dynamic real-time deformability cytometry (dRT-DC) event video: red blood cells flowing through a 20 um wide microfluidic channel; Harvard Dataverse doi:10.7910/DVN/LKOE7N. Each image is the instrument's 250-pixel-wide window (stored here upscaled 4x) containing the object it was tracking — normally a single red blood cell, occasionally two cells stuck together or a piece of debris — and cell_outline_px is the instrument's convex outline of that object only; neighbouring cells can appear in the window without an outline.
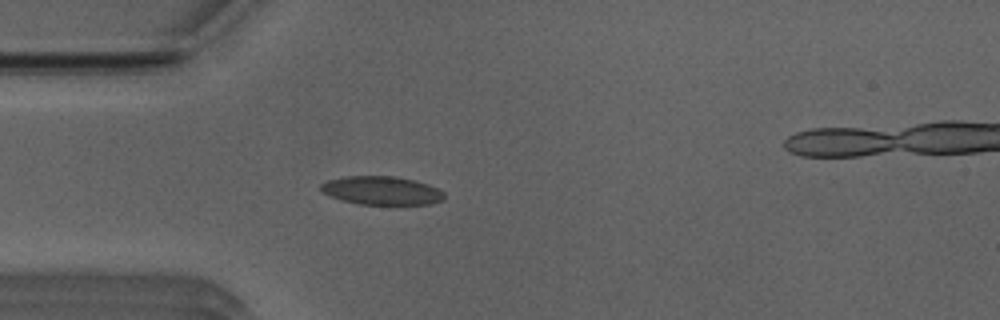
{"species": "Egyptian fruit bat (a non-hibernating species)", "species_latin": "Rousettus aegyptiacus", "temperature_condition": "room temperature", "stored_images_in_passage": 45, "camera_frame_rate_fps": 3000, "um_per_image_px": 0.085, "animal": {"sex": "male"}, "frame": {"image": 1, "passage_image": 7, "time_ms": 2.0, "image_size_px": [1000, 320], "cell_outline_px": [[444, 200], [432, 204], [396, 208], [360, 204], [340, 200], [328, 196], [320, 192], [320, 184], [328, 180], [344, 176], [396, 176], [428, 184], [444, 192]], "centroid_in_image_um": [32.46, 16.26], "position_along_channel_um": 52.5, "area_um2": 21.68}}
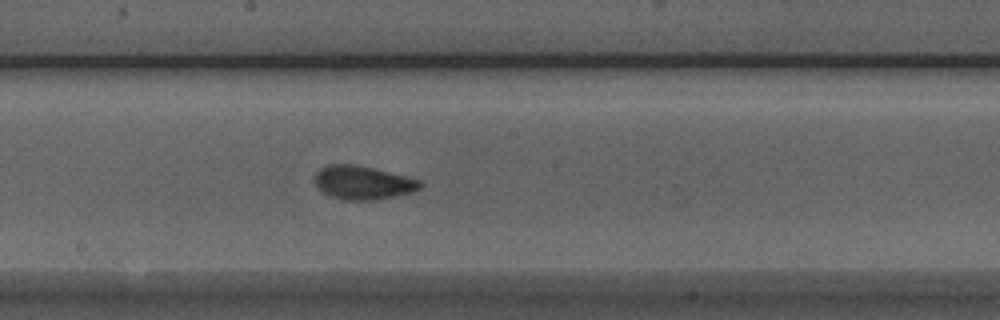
{"frame": {"image": 2, "passage_image": 20, "time_ms": 6.333, "image_size_px": [1000, 320], "cell_outline_px": [[424, 184], [420, 188], [412, 192], [376, 200], [344, 200], [320, 192], [316, 188], [316, 172], [320, 168], [328, 164], [356, 164], [420, 180]], "centroid_in_image_um": [30.82, 15.53], "position_along_channel_um": 217.4, "area_um2": 20.58}}
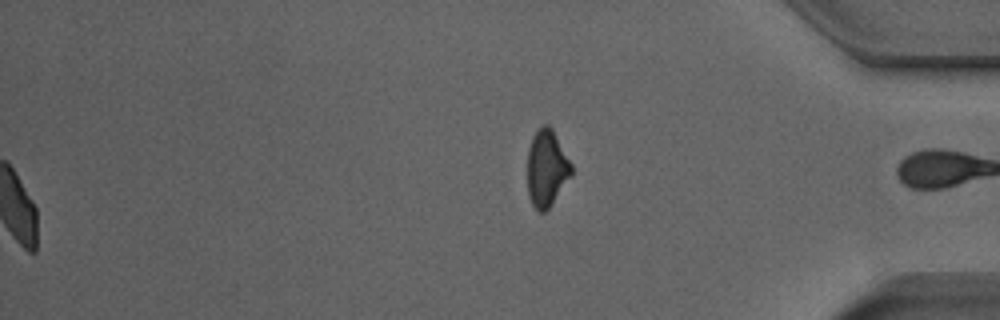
{"frame": {"image": 3, "passage_image": 45, "time_ms": 14.667, "image_size_px": [1000, 320], "cell_outline_px": [[572, 176], [548, 208], [544, 212], [540, 212], [532, 204], [528, 196], [528, 148], [532, 136], [544, 124], [548, 124], [552, 128], [572, 164]], "centroid_in_image_um": [46.47, 14.29], "position_along_channel_um": 388.7, "area_um2": 19.59}, "authors_computed_cell_mechanics": {"area_um2": 20.0566, "velocity_mm_per_s": 3.9494, "shape_relaxation_time_tau1_ms": 2.8525, "shape_relaxation_time_tau2_ms": 1.0625, "deformation_change_tau1": 0.1072, "deformation_change_tau2": 0.0617}}